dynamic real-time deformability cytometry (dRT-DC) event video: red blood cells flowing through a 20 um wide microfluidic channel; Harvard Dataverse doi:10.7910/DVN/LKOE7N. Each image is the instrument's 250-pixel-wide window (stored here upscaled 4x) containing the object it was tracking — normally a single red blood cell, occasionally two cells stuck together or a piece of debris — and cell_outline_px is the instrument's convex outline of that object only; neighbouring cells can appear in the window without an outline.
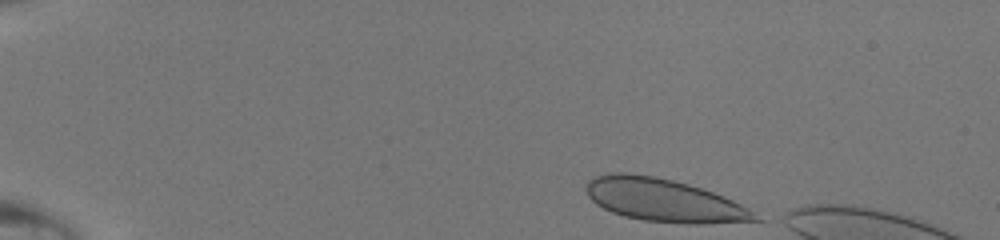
{"species": "human", "species_latin": "Homo sapiens", "temperature_condition": "room temperature", "stored_images_in_passage": 9, "camera_frame_rate_fps": 3000, "um_per_image_px": 0.085, "donor": {"sex": "male"}, "frame": {"image": 1, "passage_image": 1, "time_ms": 0.0, "image_size_px": [1000, 240], "cell_outline_px": [[764, 220], [700, 224], [692, 224], [644, 220], [624, 216], [612, 212], [596, 204], [588, 196], [588, 180], [596, 176], [620, 172], [652, 176], [672, 180], [688, 184], [712, 192], [732, 200], [752, 212]], "centroid_in_image_um": [56.42, 17.03], "position_along_channel_um": 28.6, "area_um2": 41.38}}